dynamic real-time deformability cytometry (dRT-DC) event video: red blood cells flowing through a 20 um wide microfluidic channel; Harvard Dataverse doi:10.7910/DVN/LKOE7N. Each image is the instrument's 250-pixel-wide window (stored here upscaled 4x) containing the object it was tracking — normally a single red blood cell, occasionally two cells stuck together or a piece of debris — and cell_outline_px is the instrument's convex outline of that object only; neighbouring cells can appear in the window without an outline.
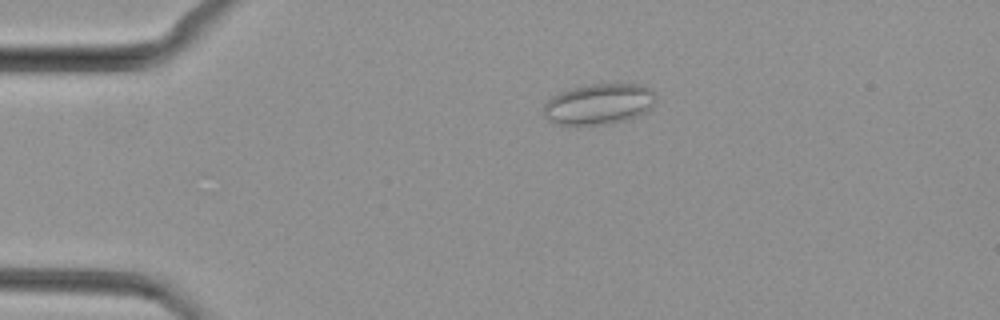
{"species": "common noctule bat (a hibernating species)", "species_latin": "Nyctalus noctula", "temperature_condition": "cold", "stored_images_in_passage": 50, "camera_frame_rate_fps": 3000, "um_per_image_px": 0.085, "animal": {"sex": "female", "body_mass_g": 29.2, "forearm_length_mm": 56.3}, "frame": {"image": 1, "passage_image": 11, "time_ms": 3.333, "image_size_px": [1000, 320], "cell_outline_px": [[656, 96], [652, 104], [644, 112], [628, 120], [608, 124], [552, 124], [544, 116], [544, 104], [552, 96], [560, 92], [572, 88], [588, 84], [644, 84]], "centroid_in_image_um": [50.87, 8.84], "position_along_channel_um": 34.1, "area_um2": 26.53}}
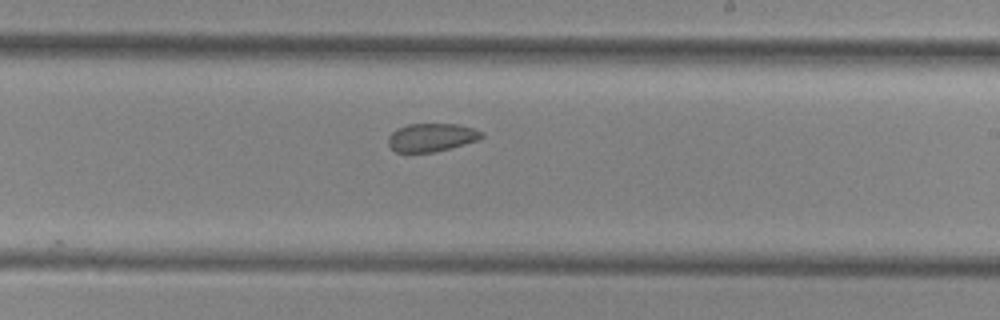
{"frame": {"image": 2, "passage_image": 30, "time_ms": 9.667, "image_size_px": [1000, 320], "cell_outline_px": [[484, 136], [480, 140], [432, 152], [396, 152], [388, 144], [388, 136], [396, 128], [408, 124], [460, 124], [484, 132]], "centroid_in_image_um": [36.69, 11.67], "position_along_channel_um": 252.3, "area_um2": 15.37}}
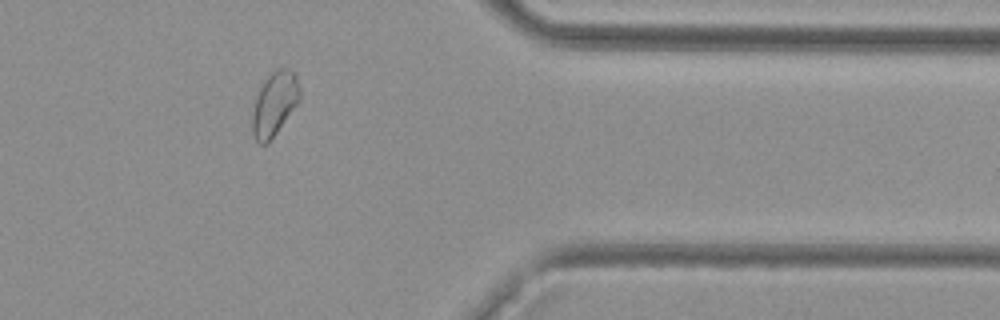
{"frame": {"image": 3, "passage_image": 41, "time_ms": 13.333, "image_size_px": [1000, 320], "cell_outline_px": [[300, 100], [268, 144], [260, 144], [256, 140], [252, 132], [252, 112], [256, 96], [260, 88], [268, 76], [276, 68], [288, 68], [296, 76], [300, 88]], "centroid_in_image_um": [23.33, 8.83], "position_along_channel_um": 388.1, "area_um2": 17.57}}